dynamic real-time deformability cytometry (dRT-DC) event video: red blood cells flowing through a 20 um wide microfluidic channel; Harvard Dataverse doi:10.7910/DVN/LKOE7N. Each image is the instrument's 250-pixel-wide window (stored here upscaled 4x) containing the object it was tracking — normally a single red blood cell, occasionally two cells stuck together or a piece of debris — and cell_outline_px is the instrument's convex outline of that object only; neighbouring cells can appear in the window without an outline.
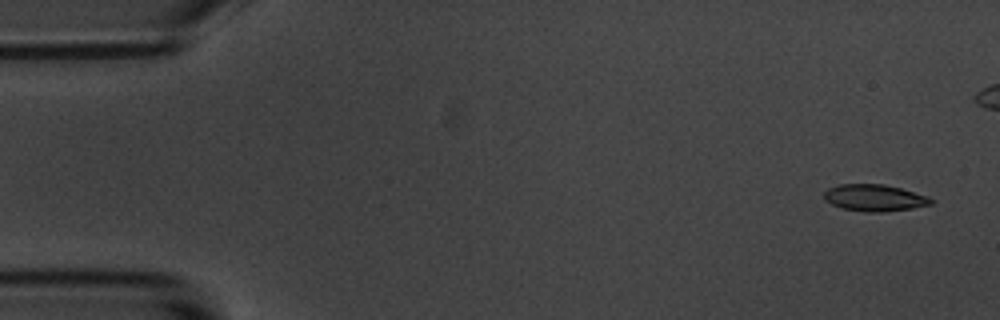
{"species": "common noctule bat (a hibernating species)", "species_latin": "Nyctalus noctula", "temperature_condition": "room temperature", "stored_images_in_passage": 6, "camera_frame_rate_fps": 3000, "um_per_image_px": 0.085, "animal": {"sex": "male", "body_mass_g": 20.1, "forearm_length_mm": 53.5}, "frame": {"image": 1, "passage_image": 1, "time_ms": 0.0, "image_size_px": [1000, 320], "cell_outline_px": [[936, 200], [932, 204], [912, 208], [880, 212], [864, 212], [844, 208], [832, 204], [824, 200], [824, 192], [828, 188], [840, 184], [884, 184], [900, 188], [928, 196]], "centroid_in_image_um": [74.35, 16.81], "position_along_channel_um": 10.7, "area_um2": 16.65}}